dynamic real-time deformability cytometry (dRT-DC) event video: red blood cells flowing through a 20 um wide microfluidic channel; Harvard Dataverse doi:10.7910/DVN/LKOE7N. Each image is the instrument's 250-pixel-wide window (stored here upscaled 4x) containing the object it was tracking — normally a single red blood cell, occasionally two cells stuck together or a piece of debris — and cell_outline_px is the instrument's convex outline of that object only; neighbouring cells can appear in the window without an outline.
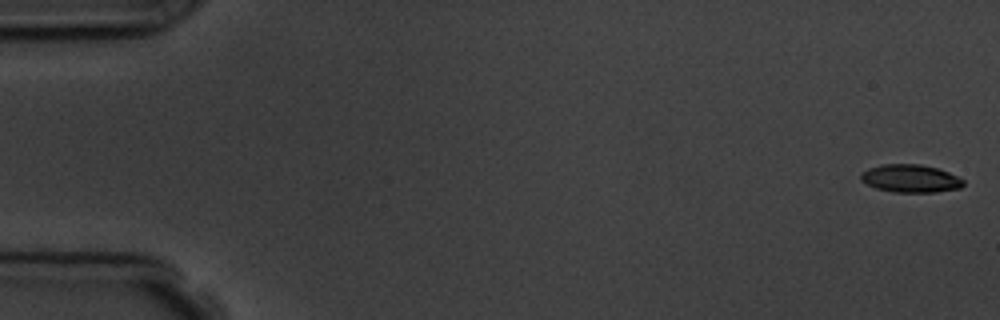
{"species": "common noctule bat (a hibernating species)", "species_latin": "Nyctalus noctula", "temperature_condition": "room temperature", "stored_images_in_passage": 5, "camera_frame_rate_fps": 3000, "um_per_image_px": 0.085, "animal": {"sex": "male", "body_mass_g": 19.5, "forearm_length_mm": 54.6}, "frame": {"image": 1, "passage_image": 1, "time_ms": 0.0, "image_size_px": [1000, 320], "cell_outline_px": [[964, 184], [960, 188], [936, 192], [892, 192], [876, 188], [860, 180], [860, 172], [868, 168], [884, 164], [920, 164], [936, 168], [948, 172], [964, 180]], "centroid_in_image_um": [77.36, 15.17], "position_along_channel_um": 7.6, "area_um2": 16.65}}
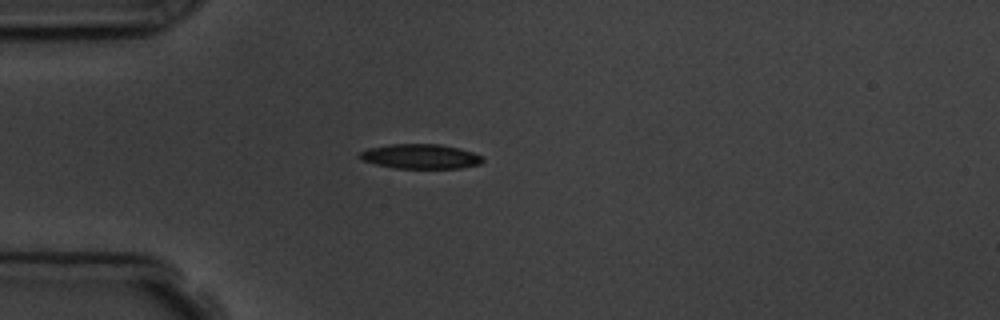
{"frame": {"image": 2, "passage_image": 5, "time_ms": 4.667, "image_size_px": [1000, 320], "cell_outline_px": [[484, 160], [480, 164], [460, 168], [396, 168], [376, 164], [364, 160], [356, 156], [360, 152], [368, 148], [388, 144], [440, 144], [460, 148], [484, 156]], "centroid_in_image_um": [35.76, 13.29], "position_along_channel_um": 49.2, "area_um2": 17.74}}